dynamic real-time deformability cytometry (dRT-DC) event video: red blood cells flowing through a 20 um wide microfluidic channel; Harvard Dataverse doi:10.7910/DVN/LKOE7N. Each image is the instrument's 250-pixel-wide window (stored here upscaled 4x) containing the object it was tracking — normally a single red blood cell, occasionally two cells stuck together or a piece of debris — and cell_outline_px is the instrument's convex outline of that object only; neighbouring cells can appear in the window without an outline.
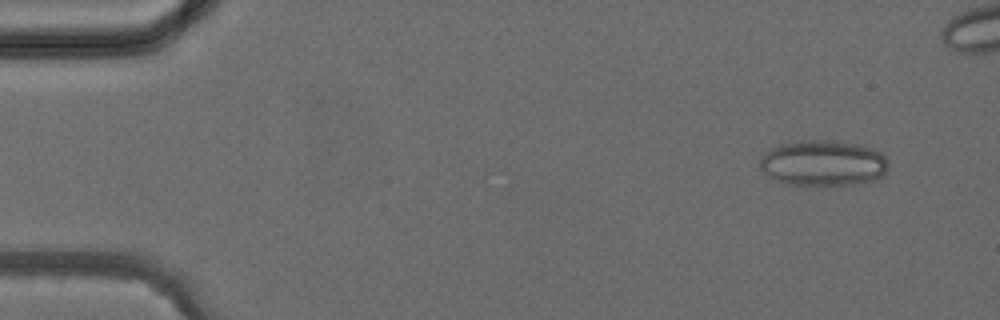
{"species": "common noctule bat (a hibernating species)", "species_latin": "Nyctalus noctula", "temperature_condition": "cold", "stored_images_in_passage": 4, "camera_frame_rate_fps": 3000, "um_per_image_px": 0.085, "animal": {"sex": "female", "body_mass_g": 24.6, "forearm_length_mm": 56.2}, "frame": {"image": 1, "passage_image": 3, "time_ms": 2.333, "image_size_px": [1000, 320], "cell_outline_px": [[888, 168], [884, 176], [876, 180], [852, 184], [788, 184], [776, 180], [768, 176], [760, 168], [760, 156], [764, 152], [780, 144], [792, 140], [828, 140], [860, 144], [872, 148], [880, 152], [888, 160]], "centroid_in_image_um": [69.97, 13.84], "position_along_channel_um": 15.0, "area_um2": 34.45}}